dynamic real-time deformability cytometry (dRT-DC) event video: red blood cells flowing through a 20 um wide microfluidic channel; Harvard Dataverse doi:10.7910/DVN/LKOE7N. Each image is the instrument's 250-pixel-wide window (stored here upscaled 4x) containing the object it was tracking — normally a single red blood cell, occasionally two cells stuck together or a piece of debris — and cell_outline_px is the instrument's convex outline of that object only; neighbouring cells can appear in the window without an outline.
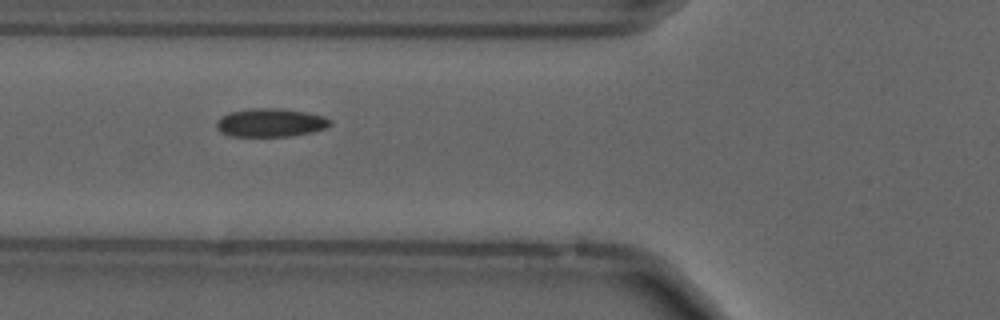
{"species": "common noctule bat (a hibernating species)", "species_latin": "Nyctalus noctula", "temperature_condition": "cold", "stored_images_in_passage": 32, "camera_frame_rate_fps": 3000, "um_per_image_px": 0.085, "animal": {"sex": "male", "forearm_length_mm": 52.5}, "frame": {"image": 1, "passage_image": 5, "time_ms": 1.333, "image_size_px": [1000, 320], "cell_outline_px": [[332, 124], [328, 128], [312, 132], [292, 136], [228, 136], [220, 132], [216, 128], [216, 120], [228, 112], [252, 108], [280, 108], [304, 112], [324, 116], [332, 120]], "centroid_in_image_um": [22.99, 10.43], "position_along_channel_um": 102.8, "area_um2": 19.07}}
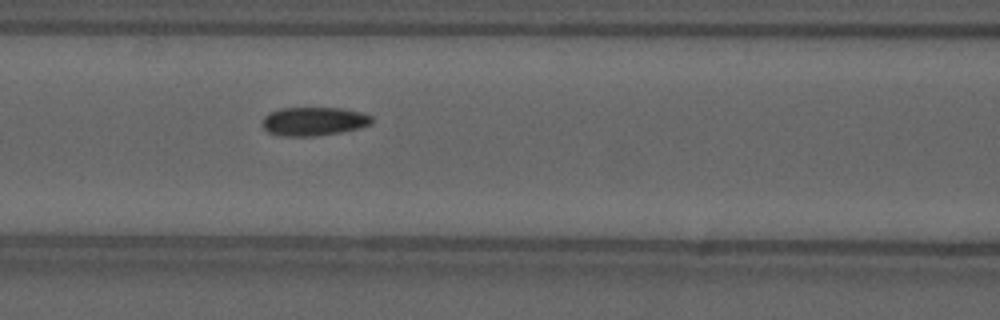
{"frame": {"image": 2, "passage_image": 8, "time_ms": 2.333, "image_size_px": [1000, 320], "cell_outline_px": [[372, 124], [360, 128], [340, 132], [316, 136], [280, 136], [268, 132], [260, 124], [264, 116], [268, 112], [280, 108], [340, 108], [360, 112], [372, 116]], "centroid_in_image_um": [26.63, 10.31], "position_along_channel_um": 140.0, "area_um2": 18.44}, "authors_computed_cell_mechanics": {"area_um2": 17.8602, "velocity_mm_per_s": 3.6775, "shape_relaxation_time_tau1_ms": 3.6208, "shape_relaxation_time_tau2_ms": 2.9692, "deformation_change_tau1": 0.0992, "deformation_change_tau2": 0.0831}}